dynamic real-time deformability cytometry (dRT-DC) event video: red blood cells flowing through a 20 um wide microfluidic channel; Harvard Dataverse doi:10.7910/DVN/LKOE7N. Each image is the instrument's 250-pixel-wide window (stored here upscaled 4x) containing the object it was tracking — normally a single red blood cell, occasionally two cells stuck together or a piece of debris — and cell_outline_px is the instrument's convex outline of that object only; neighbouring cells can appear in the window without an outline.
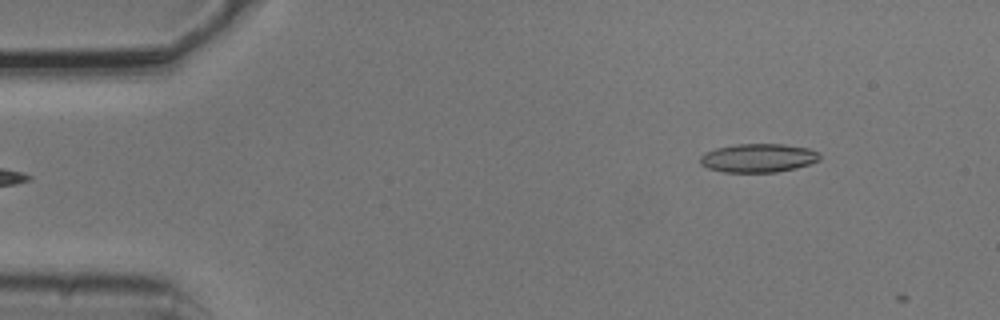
{"species": "common noctule bat (a hibernating species)", "species_latin": "Nyctalus noctula", "temperature_condition": "cold", "stored_images_in_passage": 2, "camera_frame_rate_fps": 3000, "um_per_image_px": 0.085, "animal": {"sex": "male", "body_mass_g": 20.5, "forearm_length_mm": 52.5}, "frame": {"image": 1, "passage_image": 1, "time_ms": 0.0, "image_size_px": [1000, 320], "cell_outline_px": [[820, 160], [796, 168], [776, 172], [724, 172], [708, 168], [700, 164], [700, 156], [704, 152], [716, 148], [736, 144], [784, 144], [808, 148], [820, 152]], "centroid_in_image_um": [64.45, 13.42], "position_along_channel_um": 20.6, "area_um2": 20.06}}